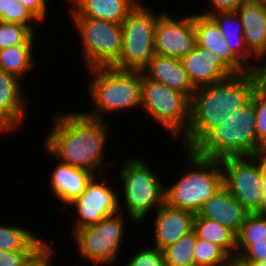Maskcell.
<instances>
[{
    "instance_id": "obj_1",
    "label": "cell",
    "mask_w": 266,
    "mask_h": 266,
    "mask_svg": "<svg viewBox=\"0 0 266 266\" xmlns=\"http://www.w3.org/2000/svg\"><path fill=\"white\" fill-rule=\"evenodd\" d=\"M51 117L53 127L43 137L42 147L46 154L62 163L87 169L96 176L103 172L105 175V147L109 141L110 124L88 117L81 110L55 112Z\"/></svg>"
},
{
    "instance_id": "obj_2",
    "label": "cell",
    "mask_w": 266,
    "mask_h": 266,
    "mask_svg": "<svg viewBox=\"0 0 266 266\" xmlns=\"http://www.w3.org/2000/svg\"><path fill=\"white\" fill-rule=\"evenodd\" d=\"M266 72L250 71L196 88L190 99V120L179 140L181 149L193 150L214 128L246 105Z\"/></svg>"
},
{
    "instance_id": "obj_3",
    "label": "cell",
    "mask_w": 266,
    "mask_h": 266,
    "mask_svg": "<svg viewBox=\"0 0 266 266\" xmlns=\"http://www.w3.org/2000/svg\"><path fill=\"white\" fill-rule=\"evenodd\" d=\"M86 71L90 79L86 87V93L91 96L89 106L95 109L83 111L85 115L106 121L105 116L109 113L110 116L113 113L120 115V112L141 108L142 70L94 67Z\"/></svg>"
},
{
    "instance_id": "obj_4",
    "label": "cell",
    "mask_w": 266,
    "mask_h": 266,
    "mask_svg": "<svg viewBox=\"0 0 266 266\" xmlns=\"http://www.w3.org/2000/svg\"><path fill=\"white\" fill-rule=\"evenodd\" d=\"M184 153L185 171L174 184L165 185V203L197 214L223 187V171L219 159L201 157L193 150L185 149Z\"/></svg>"
},
{
    "instance_id": "obj_5",
    "label": "cell",
    "mask_w": 266,
    "mask_h": 266,
    "mask_svg": "<svg viewBox=\"0 0 266 266\" xmlns=\"http://www.w3.org/2000/svg\"><path fill=\"white\" fill-rule=\"evenodd\" d=\"M141 159L128 155L116 173L119 175L117 179L121 178V182L118 181L122 186V191L119 190L120 210L128 213L131 223L134 222L135 225L142 224L149 214L152 215L165 203L164 183L159 179L158 173L147 164V160L145 162Z\"/></svg>"
},
{
    "instance_id": "obj_6",
    "label": "cell",
    "mask_w": 266,
    "mask_h": 266,
    "mask_svg": "<svg viewBox=\"0 0 266 266\" xmlns=\"http://www.w3.org/2000/svg\"><path fill=\"white\" fill-rule=\"evenodd\" d=\"M265 150L257 139L252 99L193 149L197 155L213 159L260 155Z\"/></svg>"
},
{
    "instance_id": "obj_7",
    "label": "cell",
    "mask_w": 266,
    "mask_h": 266,
    "mask_svg": "<svg viewBox=\"0 0 266 266\" xmlns=\"http://www.w3.org/2000/svg\"><path fill=\"white\" fill-rule=\"evenodd\" d=\"M141 109L172 138L181 139L186 134L190 120V99L163 83L149 79L143 72Z\"/></svg>"
},
{
    "instance_id": "obj_8",
    "label": "cell",
    "mask_w": 266,
    "mask_h": 266,
    "mask_svg": "<svg viewBox=\"0 0 266 266\" xmlns=\"http://www.w3.org/2000/svg\"><path fill=\"white\" fill-rule=\"evenodd\" d=\"M120 211L109 217L103 218L98 224L82 228L73 234V244H76V253L80 260L93 266H110L120 259L124 237L127 234L125 227L126 217ZM126 223V224H124ZM126 234V235H125Z\"/></svg>"
},
{
    "instance_id": "obj_9",
    "label": "cell",
    "mask_w": 266,
    "mask_h": 266,
    "mask_svg": "<svg viewBox=\"0 0 266 266\" xmlns=\"http://www.w3.org/2000/svg\"><path fill=\"white\" fill-rule=\"evenodd\" d=\"M155 12L142 0L122 21V53L112 67L142 70L149 63L155 55V28L160 15Z\"/></svg>"
},
{
    "instance_id": "obj_10",
    "label": "cell",
    "mask_w": 266,
    "mask_h": 266,
    "mask_svg": "<svg viewBox=\"0 0 266 266\" xmlns=\"http://www.w3.org/2000/svg\"><path fill=\"white\" fill-rule=\"evenodd\" d=\"M77 31L86 70L112 67L122 53L121 23L90 17H69Z\"/></svg>"
},
{
    "instance_id": "obj_11",
    "label": "cell",
    "mask_w": 266,
    "mask_h": 266,
    "mask_svg": "<svg viewBox=\"0 0 266 266\" xmlns=\"http://www.w3.org/2000/svg\"><path fill=\"white\" fill-rule=\"evenodd\" d=\"M223 186L249 212L263 213L262 154L219 159Z\"/></svg>"
},
{
    "instance_id": "obj_12",
    "label": "cell",
    "mask_w": 266,
    "mask_h": 266,
    "mask_svg": "<svg viewBox=\"0 0 266 266\" xmlns=\"http://www.w3.org/2000/svg\"><path fill=\"white\" fill-rule=\"evenodd\" d=\"M103 175H94L86 184L81 196L68 205L73 206L71 208L75 209L74 215L77 216L73 220L72 235L82 228L98 224L103 218L121 211L118 188L112 187V180L109 181Z\"/></svg>"
},
{
    "instance_id": "obj_13",
    "label": "cell",
    "mask_w": 266,
    "mask_h": 266,
    "mask_svg": "<svg viewBox=\"0 0 266 266\" xmlns=\"http://www.w3.org/2000/svg\"><path fill=\"white\" fill-rule=\"evenodd\" d=\"M178 17L161 11L155 28V54L181 58L196 47L193 13Z\"/></svg>"
},
{
    "instance_id": "obj_14",
    "label": "cell",
    "mask_w": 266,
    "mask_h": 266,
    "mask_svg": "<svg viewBox=\"0 0 266 266\" xmlns=\"http://www.w3.org/2000/svg\"><path fill=\"white\" fill-rule=\"evenodd\" d=\"M23 81L0 69V135L17 131L26 122L28 101ZM24 89V90H23ZM25 117V118H24ZM23 123V124H22ZM20 126V127H19Z\"/></svg>"
},
{
    "instance_id": "obj_15",
    "label": "cell",
    "mask_w": 266,
    "mask_h": 266,
    "mask_svg": "<svg viewBox=\"0 0 266 266\" xmlns=\"http://www.w3.org/2000/svg\"><path fill=\"white\" fill-rule=\"evenodd\" d=\"M180 60L195 88L219 82L235 74L218 55L197 44Z\"/></svg>"
},
{
    "instance_id": "obj_16",
    "label": "cell",
    "mask_w": 266,
    "mask_h": 266,
    "mask_svg": "<svg viewBox=\"0 0 266 266\" xmlns=\"http://www.w3.org/2000/svg\"><path fill=\"white\" fill-rule=\"evenodd\" d=\"M193 24L199 47L218 55L235 74L251 71L228 47L219 25L211 16L199 12L193 14Z\"/></svg>"
},
{
    "instance_id": "obj_17",
    "label": "cell",
    "mask_w": 266,
    "mask_h": 266,
    "mask_svg": "<svg viewBox=\"0 0 266 266\" xmlns=\"http://www.w3.org/2000/svg\"><path fill=\"white\" fill-rule=\"evenodd\" d=\"M153 247L164 250L181 237L193 230L195 214L184 209H177L164 203L154 212Z\"/></svg>"
},
{
    "instance_id": "obj_18",
    "label": "cell",
    "mask_w": 266,
    "mask_h": 266,
    "mask_svg": "<svg viewBox=\"0 0 266 266\" xmlns=\"http://www.w3.org/2000/svg\"><path fill=\"white\" fill-rule=\"evenodd\" d=\"M236 12L249 51L266 67V13L261 0H245Z\"/></svg>"
},
{
    "instance_id": "obj_19",
    "label": "cell",
    "mask_w": 266,
    "mask_h": 266,
    "mask_svg": "<svg viewBox=\"0 0 266 266\" xmlns=\"http://www.w3.org/2000/svg\"><path fill=\"white\" fill-rule=\"evenodd\" d=\"M142 72L149 79L163 83L186 95L189 99L196 90L183 68L180 58L155 54L142 69Z\"/></svg>"
},
{
    "instance_id": "obj_20",
    "label": "cell",
    "mask_w": 266,
    "mask_h": 266,
    "mask_svg": "<svg viewBox=\"0 0 266 266\" xmlns=\"http://www.w3.org/2000/svg\"><path fill=\"white\" fill-rule=\"evenodd\" d=\"M50 174V189L57 201L64 204L66 208L77 197L81 196L86 184L94 174L87 169L74 167L57 160Z\"/></svg>"
},
{
    "instance_id": "obj_21",
    "label": "cell",
    "mask_w": 266,
    "mask_h": 266,
    "mask_svg": "<svg viewBox=\"0 0 266 266\" xmlns=\"http://www.w3.org/2000/svg\"><path fill=\"white\" fill-rule=\"evenodd\" d=\"M248 213L249 212L223 186L204 203L197 214L202 218L219 221L223 226L237 233Z\"/></svg>"
},
{
    "instance_id": "obj_22",
    "label": "cell",
    "mask_w": 266,
    "mask_h": 266,
    "mask_svg": "<svg viewBox=\"0 0 266 266\" xmlns=\"http://www.w3.org/2000/svg\"><path fill=\"white\" fill-rule=\"evenodd\" d=\"M140 1L142 0H69L67 7L69 17H90L122 23Z\"/></svg>"
},
{
    "instance_id": "obj_23",
    "label": "cell",
    "mask_w": 266,
    "mask_h": 266,
    "mask_svg": "<svg viewBox=\"0 0 266 266\" xmlns=\"http://www.w3.org/2000/svg\"><path fill=\"white\" fill-rule=\"evenodd\" d=\"M219 25L232 52L251 70L266 72V67L249 51L243 36L242 21L236 11L217 12L210 15ZM258 61V62H257ZM257 64L259 65H256Z\"/></svg>"
},
{
    "instance_id": "obj_24",
    "label": "cell",
    "mask_w": 266,
    "mask_h": 266,
    "mask_svg": "<svg viewBox=\"0 0 266 266\" xmlns=\"http://www.w3.org/2000/svg\"><path fill=\"white\" fill-rule=\"evenodd\" d=\"M34 46L18 45L1 49L0 69L24 81L27 78L26 74L28 72L30 74V70L36 67L35 53H33L35 52Z\"/></svg>"
},
{
    "instance_id": "obj_25",
    "label": "cell",
    "mask_w": 266,
    "mask_h": 266,
    "mask_svg": "<svg viewBox=\"0 0 266 266\" xmlns=\"http://www.w3.org/2000/svg\"><path fill=\"white\" fill-rule=\"evenodd\" d=\"M193 230L197 238L219 245L230 256L235 255L236 233L230 228L223 226L219 221L202 218L198 214H195Z\"/></svg>"
},
{
    "instance_id": "obj_26",
    "label": "cell",
    "mask_w": 266,
    "mask_h": 266,
    "mask_svg": "<svg viewBox=\"0 0 266 266\" xmlns=\"http://www.w3.org/2000/svg\"><path fill=\"white\" fill-rule=\"evenodd\" d=\"M0 224V250L5 251H35L46 240L37 237L30 229L23 226Z\"/></svg>"
},
{
    "instance_id": "obj_27",
    "label": "cell",
    "mask_w": 266,
    "mask_h": 266,
    "mask_svg": "<svg viewBox=\"0 0 266 266\" xmlns=\"http://www.w3.org/2000/svg\"><path fill=\"white\" fill-rule=\"evenodd\" d=\"M266 213H248L244 223L236 233L235 255L239 256L249 245L265 241Z\"/></svg>"
},
{
    "instance_id": "obj_28",
    "label": "cell",
    "mask_w": 266,
    "mask_h": 266,
    "mask_svg": "<svg viewBox=\"0 0 266 266\" xmlns=\"http://www.w3.org/2000/svg\"><path fill=\"white\" fill-rule=\"evenodd\" d=\"M197 235L194 230L187 233L163 250L166 266H196L193 251Z\"/></svg>"
},
{
    "instance_id": "obj_29",
    "label": "cell",
    "mask_w": 266,
    "mask_h": 266,
    "mask_svg": "<svg viewBox=\"0 0 266 266\" xmlns=\"http://www.w3.org/2000/svg\"><path fill=\"white\" fill-rule=\"evenodd\" d=\"M36 35L39 36L28 26L0 21V50L18 45H36Z\"/></svg>"
},
{
    "instance_id": "obj_30",
    "label": "cell",
    "mask_w": 266,
    "mask_h": 266,
    "mask_svg": "<svg viewBox=\"0 0 266 266\" xmlns=\"http://www.w3.org/2000/svg\"><path fill=\"white\" fill-rule=\"evenodd\" d=\"M0 21L28 26L35 34L40 23L19 0H0Z\"/></svg>"
},
{
    "instance_id": "obj_31",
    "label": "cell",
    "mask_w": 266,
    "mask_h": 266,
    "mask_svg": "<svg viewBox=\"0 0 266 266\" xmlns=\"http://www.w3.org/2000/svg\"><path fill=\"white\" fill-rule=\"evenodd\" d=\"M193 257L196 266H223L230 255L219 245L197 238Z\"/></svg>"
},
{
    "instance_id": "obj_32",
    "label": "cell",
    "mask_w": 266,
    "mask_h": 266,
    "mask_svg": "<svg viewBox=\"0 0 266 266\" xmlns=\"http://www.w3.org/2000/svg\"><path fill=\"white\" fill-rule=\"evenodd\" d=\"M258 142L266 149V77L252 93Z\"/></svg>"
},
{
    "instance_id": "obj_33",
    "label": "cell",
    "mask_w": 266,
    "mask_h": 266,
    "mask_svg": "<svg viewBox=\"0 0 266 266\" xmlns=\"http://www.w3.org/2000/svg\"><path fill=\"white\" fill-rule=\"evenodd\" d=\"M140 247L130 256L122 266H166L165 257L162 250L155 248L149 244L147 247ZM141 249V250H140Z\"/></svg>"
},
{
    "instance_id": "obj_34",
    "label": "cell",
    "mask_w": 266,
    "mask_h": 266,
    "mask_svg": "<svg viewBox=\"0 0 266 266\" xmlns=\"http://www.w3.org/2000/svg\"><path fill=\"white\" fill-rule=\"evenodd\" d=\"M48 244L47 240L35 250L21 266H53L52 262L56 257L54 247ZM54 254V255H53ZM53 259V260H52Z\"/></svg>"
},
{
    "instance_id": "obj_35",
    "label": "cell",
    "mask_w": 266,
    "mask_h": 266,
    "mask_svg": "<svg viewBox=\"0 0 266 266\" xmlns=\"http://www.w3.org/2000/svg\"><path fill=\"white\" fill-rule=\"evenodd\" d=\"M239 256L252 264L266 259V239L249 245Z\"/></svg>"
},
{
    "instance_id": "obj_36",
    "label": "cell",
    "mask_w": 266,
    "mask_h": 266,
    "mask_svg": "<svg viewBox=\"0 0 266 266\" xmlns=\"http://www.w3.org/2000/svg\"><path fill=\"white\" fill-rule=\"evenodd\" d=\"M33 252L0 250V266H21Z\"/></svg>"
},
{
    "instance_id": "obj_37",
    "label": "cell",
    "mask_w": 266,
    "mask_h": 266,
    "mask_svg": "<svg viewBox=\"0 0 266 266\" xmlns=\"http://www.w3.org/2000/svg\"><path fill=\"white\" fill-rule=\"evenodd\" d=\"M39 21L45 23L48 18V0H19ZM48 15V16H47ZM47 17V18H46ZM42 22V23H41Z\"/></svg>"
},
{
    "instance_id": "obj_38",
    "label": "cell",
    "mask_w": 266,
    "mask_h": 266,
    "mask_svg": "<svg viewBox=\"0 0 266 266\" xmlns=\"http://www.w3.org/2000/svg\"><path fill=\"white\" fill-rule=\"evenodd\" d=\"M211 4L205 11L201 12L204 15L210 16L213 13L217 12H226V11H236V9L245 1V0H207ZM207 9V10H206Z\"/></svg>"
},
{
    "instance_id": "obj_39",
    "label": "cell",
    "mask_w": 266,
    "mask_h": 266,
    "mask_svg": "<svg viewBox=\"0 0 266 266\" xmlns=\"http://www.w3.org/2000/svg\"><path fill=\"white\" fill-rule=\"evenodd\" d=\"M223 266H256L250 262L243 260L240 256H230Z\"/></svg>"
},
{
    "instance_id": "obj_40",
    "label": "cell",
    "mask_w": 266,
    "mask_h": 266,
    "mask_svg": "<svg viewBox=\"0 0 266 266\" xmlns=\"http://www.w3.org/2000/svg\"><path fill=\"white\" fill-rule=\"evenodd\" d=\"M263 213H266V156L262 154Z\"/></svg>"
},
{
    "instance_id": "obj_41",
    "label": "cell",
    "mask_w": 266,
    "mask_h": 266,
    "mask_svg": "<svg viewBox=\"0 0 266 266\" xmlns=\"http://www.w3.org/2000/svg\"><path fill=\"white\" fill-rule=\"evenodd\" d=\"M255 265L256 266H266V259L258 261Z\"/></svg>"
},
{
    "instance_id": "obj_42",
    "label": "cell",
    "mask_w": 266,
    "mask_h": 266,
    "mask_svg": "<svg viewBox=\"0 0 266 266\" xmlns=\"http://www.w3.org/2000/svg\"><path fill=\"white\" fill-rule=\"evenodd\" d=\"M262 3H263V7H264V10H265V13H266V0H261Z\"/></svg>"
}]
</instances>
